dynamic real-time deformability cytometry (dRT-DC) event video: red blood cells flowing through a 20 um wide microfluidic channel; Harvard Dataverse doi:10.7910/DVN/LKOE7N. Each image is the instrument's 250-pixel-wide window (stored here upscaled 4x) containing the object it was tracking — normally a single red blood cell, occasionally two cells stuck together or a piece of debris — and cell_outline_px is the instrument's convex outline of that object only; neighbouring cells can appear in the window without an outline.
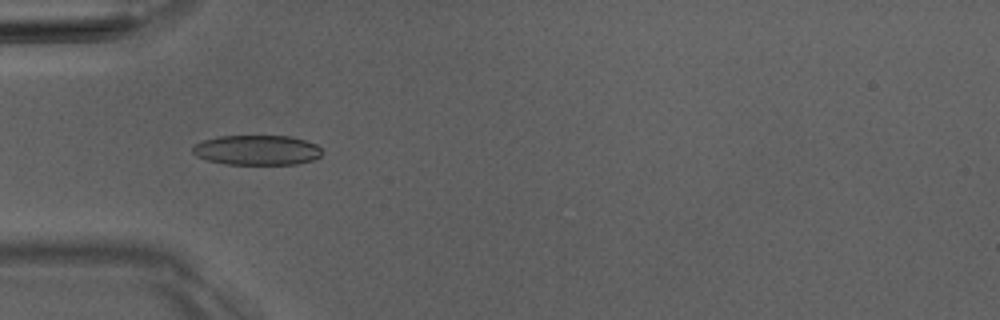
{"species": "Egyptian fruit bat (a non-hibernating species)", "species_latin": "Rousettus aegyptiacus", "temperature_condition": "room temperature", "stored_images_in_passage": 8, "camera_frame_rate_fps": 3000, "um_per_image_px": 0.085, "animal": {"sex": "male"}, "frame": {"image": 1, "passage_image": 5, "time_ms": 4.333, "image_size_px": [1000, 320], "cell_outline_px": [[324, 152], [320, 156], [312, 160], [296, 164], [228, 164], [208, 160], [196, 156], [192, 152], [192, 148], [196, 144], [204, 140], [220, 136], [292, 136], [316, 144]], "centroid_in_image_um": [21.86, 12.76], "position_along_channel_um": 63.1, "area_um2": 22.48}}